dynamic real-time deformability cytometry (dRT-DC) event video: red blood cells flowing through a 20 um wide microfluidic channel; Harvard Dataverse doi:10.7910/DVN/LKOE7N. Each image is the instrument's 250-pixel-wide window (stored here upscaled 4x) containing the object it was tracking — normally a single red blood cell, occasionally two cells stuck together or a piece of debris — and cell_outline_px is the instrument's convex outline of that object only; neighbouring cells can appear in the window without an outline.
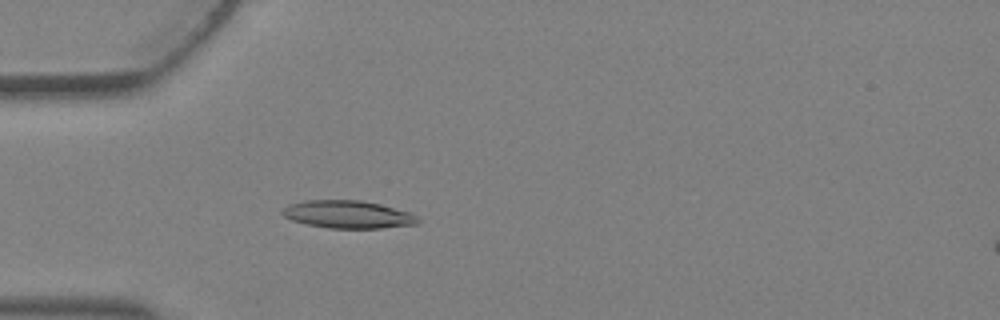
{"species": "Egyptian fruit bat (a non-hibernating species)", "species_latin": "Rousettus aegyptiacus", "temperature_condition": "warm", "stored_images_in_passage": 4, "camera_frame_rate_fps": 3000, "um_per_image_px": 0.085, "animal": {"sex": "female"}, "frame": {"image": 1, "passage_image": 4, "time_ms": 1.0, "image_size_px": [1000, 320], "cell_outline_px": [[420, 220], [416, 224], [380, 228], [328, 228], [308, 224], [292, 220], [284, 216], [280, 212], [288, 204], [304, 200], [360, 200], [408, 212], [416, 216]], "centroid_in_image_um": [29.51, 18.22], "position_along_channel_um": 55.5, "area_um2": 21.56}}